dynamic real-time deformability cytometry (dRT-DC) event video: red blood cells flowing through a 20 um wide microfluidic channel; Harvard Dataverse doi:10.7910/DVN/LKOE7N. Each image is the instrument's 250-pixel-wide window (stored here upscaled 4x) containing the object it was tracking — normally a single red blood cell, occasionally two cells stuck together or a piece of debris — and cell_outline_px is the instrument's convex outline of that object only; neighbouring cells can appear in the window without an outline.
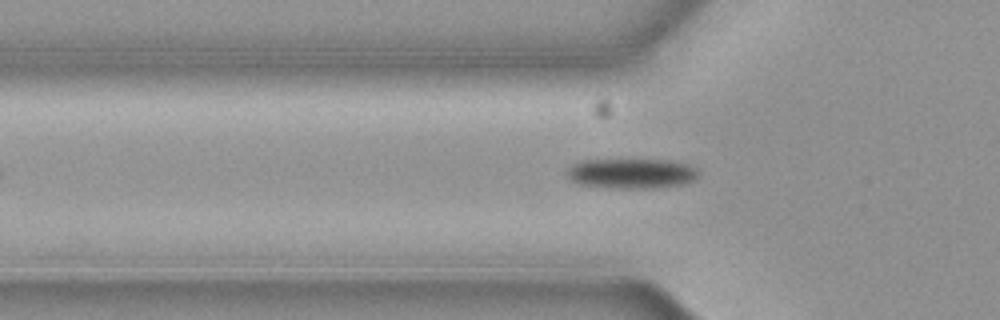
{"species": "common noctule bat (a hibernating species)", "species_latin": "Nyctalus noctula", "temperature_condition": "cold", "stored_images_in_passage": 52, "camera_frame_rate_fps": 3000, "um_per_image_px": 0.085, "animal": {"sex": "female", "body_mass_g": 19.3, "forearm_length_mm": 54.1}, "frame": {"image": 1, "passage_image": 14, "time_ms": 4.333, "image_size_px": [1000, 320], "cell_outline_px": [[700, 172], [692, 180], [684, 184], [648, 188], [612, 188], [580, 184], [572, 180], [564, 172], [572, 164], [580, 160], [668, 160], [684, 164], [696, 168]], "centroid_in_image_um": [53.62, 14.74], "position_along_channel_um": 72.2, "area_um2": 22.83}}
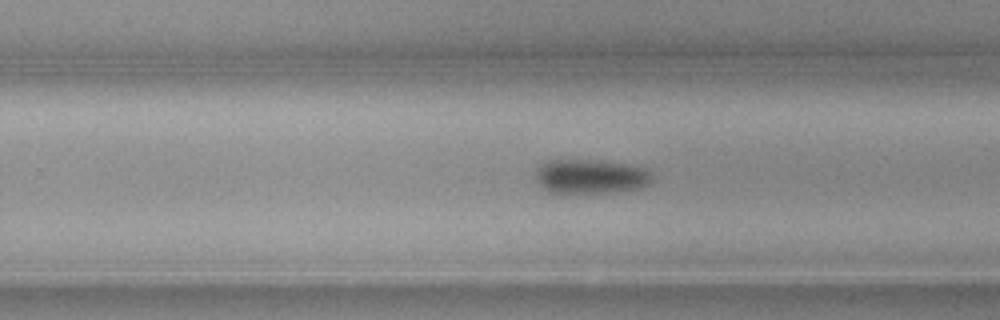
{"frame": {"image": 2, "passage_image": 31, "time_ms": 10.0, "image_size_px": [1000, 320], "cell_outline_px": [[652, 180], [648, 184], [636, 188], [612, 192], [552, 192], [544, 188], [536, 180], [536, 168], [540, 164], [552, 160], [584, 160], [624, 164], [644, 168], [652, 176]], "centroid_in_image_um": [50.16, 14.99], "position_along_channel_um": 279.6, "area_um2": 22.6}}
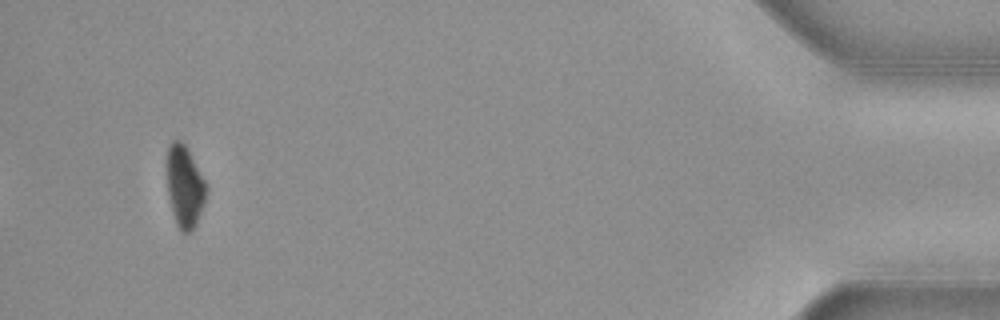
{"frame": {"image": 3, "passage_image": 49, "time_ms": 16.0, "image_size_px": [1000, 320], "cell_outline_px": [[208, 188], [196, 224], [188, 232], [180, 232], [176, 224], [172, 212], [168, 196], [164, 164], [168, 144], [172, 140], [180, 140], [188, 148], [208, 184]], "centroid_in_image_um": [15.65, 15.76], "position_along_channel_um": 419.5, "area_um2": 19.48}, "authors_computed_cell_mechanics": {"area_um2": 22.542, "velocity_mm_per_s": 3.6721, "shape_relaxation_time_tau1_ms": 2.8117, "shape_relaxation_time_tau2_ms": null, "deformation_change_tau1": 0.0935, "deformation_change_tau2": null}}